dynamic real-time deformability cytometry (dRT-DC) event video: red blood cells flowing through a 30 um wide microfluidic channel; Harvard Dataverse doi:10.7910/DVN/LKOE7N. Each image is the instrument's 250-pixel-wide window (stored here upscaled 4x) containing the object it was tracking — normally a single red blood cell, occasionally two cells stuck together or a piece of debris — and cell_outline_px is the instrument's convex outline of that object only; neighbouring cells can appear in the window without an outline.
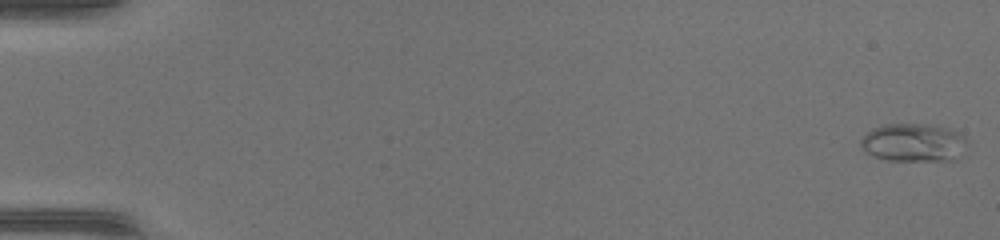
{"species": "common noctule bat (a hibernating species)", "species_latin": "Nyctalus noctula", "temperature_condition": "warm", "stored_images_in_passage": 50, "camera_frame_rate_fps": 3000, "um_per_image_px": 0.085, "animal": {"sex": "female", "body_mass_g": 17.0, "forearm_length_mm": 48.0}, "frame": {"image": 1, "passage_image": 1, "time_ms": 0.0, "image_size_px": [1000, 240], "cell_outline_px": [[968, 144], [952, 160], [888, 160], [876, 156], [868, 152], [860, 144], [860, 140], [872, 128], [884, 124], [920, 124], [944, 128], [956, 132], [964, 136]], "centroid_in_image_um": [77.62, 12.11], "position_along_channel_um": 7.4, "area_um2": 23.0}}
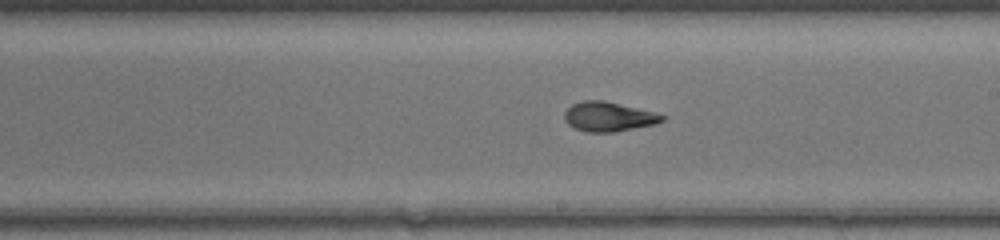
{"frame": {"image": 2, "passage_image": 30, "time_ms": 9.667, "image_size_px": [1000, 240], "cell_outline_px": [[668, 116], [664, 120], [656, 124], [612, 132], [588, 132], [576, 128], [568, 124], [564, 120], [564, 112], [572, 104], [584, 100], [604, 100]], "centroid_in_image_um": [51.72, 9.91], "position_along_channel_um": 237.3, "area_um2": 16.65}}
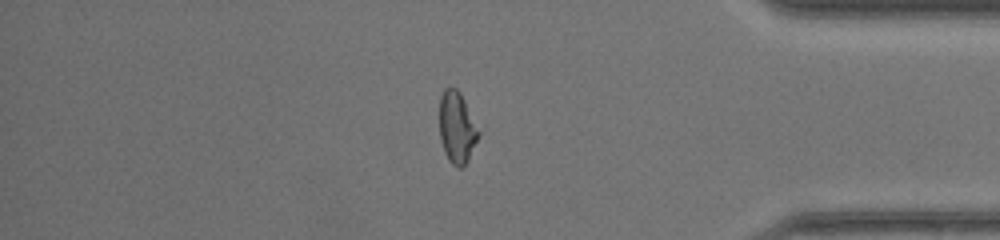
{"frame": {"image": 3, "passage_image": 43, "time_ms": 14.0, "image_size_px": [1000, 240], "cell_outline_px": [[484, 128], [468, 160], [460, 168], [456, 168], [448, 160], [444, 152], [440, 140], [440, 96], [444, 88], [456, 88], [460, 92]], "centroid_in_image_um": [38.92, 10.82], "position_along_channel_um": 396.3, "area_um2": 17.22}, "authors_computed_cell_mechanics": {"area_um2": 17.1666, "velocity_mm_per_s": 4.2438, "shape_relaxation_time_tau1_ms": 7.1594, "shape_relaxation_time_tau2_ms": 1.962, "deformation_change_tau1": 0.252, "deformation_change_tau2": 0.0754}}